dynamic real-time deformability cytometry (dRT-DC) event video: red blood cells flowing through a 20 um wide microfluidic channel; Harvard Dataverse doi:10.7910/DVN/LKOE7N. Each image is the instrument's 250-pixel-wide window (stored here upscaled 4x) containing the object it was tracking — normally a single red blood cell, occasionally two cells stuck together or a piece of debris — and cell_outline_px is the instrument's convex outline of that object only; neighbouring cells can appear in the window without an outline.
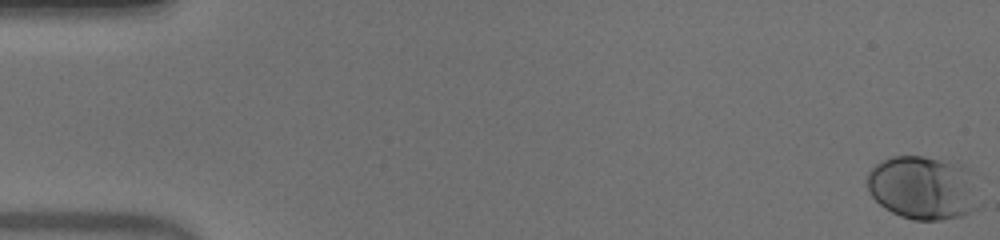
{"species": "human", "species_latin": "Homo sapiens", "temperature_condition": "warm", "stored_images_in_passage": 53, "camera_frame_rate_fps": 3000, "um_per_image_px": 0.085, "donor": {"sex": "male"}, "frame": {"image": 1, "passage_image": 1, "time_ms": 0.0, "image_size_px": [1000, 240], "cell_outline_px": [[980, 208], [972, 212], [960, 216], [940, 220], [912, 220], [900, 216], [884, 208], [872, 196], [868, 188], [868, 172], [876, 164], [892, 156], [924, 156], [956, 160], [968, 168], [980, 204]], "centroid_in_image_um": [78.49, 15.95], "position_along_channel_um": 6.5, "area_um2": 42.02}}
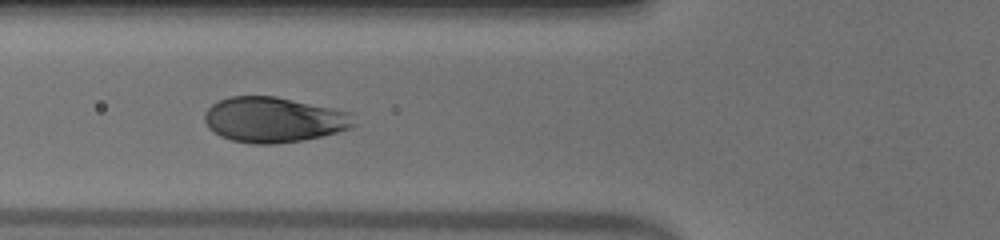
{"frame": {"image": 2, "passage_image": 21, "time_ms": 6.667, "image_size_px": [1000, 240], "cell_outline_px": [[356, 124], [348, 128], [336, 132], [320, 136], [300, 140], [276, 144], [252, 144], [232, 140], [220, 136], [208, 128], [204, 120], [204, 112], [212, 104], [228, 96], [276, 96], [352, 112]], "centroid_in_image_um": [23.24, 10.17], "position_along_channel_um": 102.6, "area_um2": 39.48}}
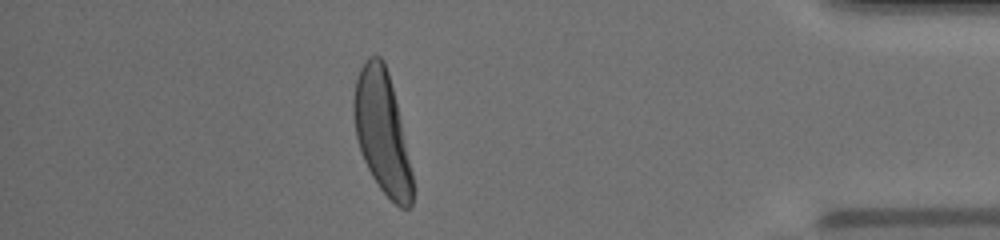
{"frame": {"image": 3, "passage_image": 47, "time_ms": 15.333, "image_size_px": [1000, 240], "cell_outline_px": [[412, 204], [408, 208], [400, 208], [380, 188], [372, 176], [364, 160], [356, 136], [352, 112], [352, 100], [356, 80], [360, 68], [364, 60], [368, 56], [380, 56], [384, 60], [388, 72], [396, 104], [412, 172]], "centroid_in_image_um": [32.44, 11.2], "position_along_channel_um": 402.8, "area_um2": 41.21}, "authors_computed_cell_mechanics": {"area_um2": 39.9976, "velocity_mm_per_s": 3.9552, "shape_relaxation_time_tau1_ms": 1.7107, "shape_relaxation_time_tau2_ms": null, "deformation_change_tau1": 0.1533, "deformation_change_tau2": null}}